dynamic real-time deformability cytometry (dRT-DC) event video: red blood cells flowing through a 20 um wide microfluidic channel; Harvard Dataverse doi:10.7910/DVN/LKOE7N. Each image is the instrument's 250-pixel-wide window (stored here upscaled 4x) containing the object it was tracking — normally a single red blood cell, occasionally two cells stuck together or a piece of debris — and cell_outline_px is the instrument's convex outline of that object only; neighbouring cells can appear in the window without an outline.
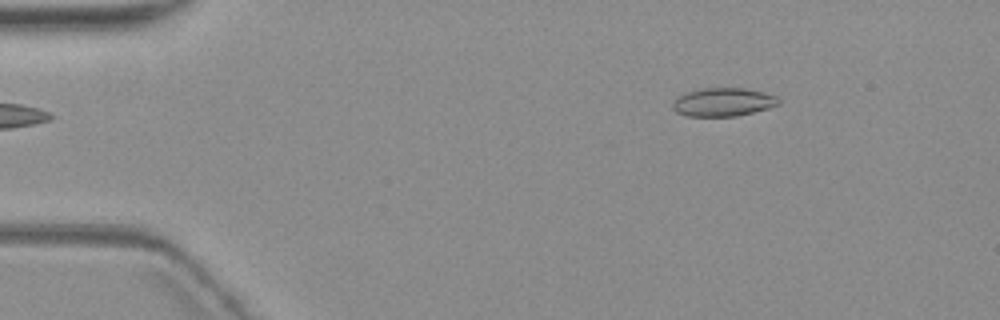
{"species": "common noctule bat (a hibernating species)", "species_latin": "Nyctalus noctula", "temperature_condition": "warm", "stored_images_in_passage": 8, "camera_frame_rate_fps": 3000, "um_per_image_px": 0.085, "animal": {"sex": "female", "body_mass_g": 19.3, "forearm_length_mm": 54.1}, "frame": {"image": 1, "passage_image": 1, "time_ms": 0.0, "image_size_px": [1000, 320], "cell_outline_px": [[780, 104], [768, 108], [736, 116], [688, 116], [676, 112], [672, 108], [672, 100], [684, 92], [700, 88], [744, 88], [764, 92], [776, 96], [780, 100]], "centroid_in_image_um": [61.43, 8.67], "position_along_channel_um": 23.6, "area_um2": 17.69}}
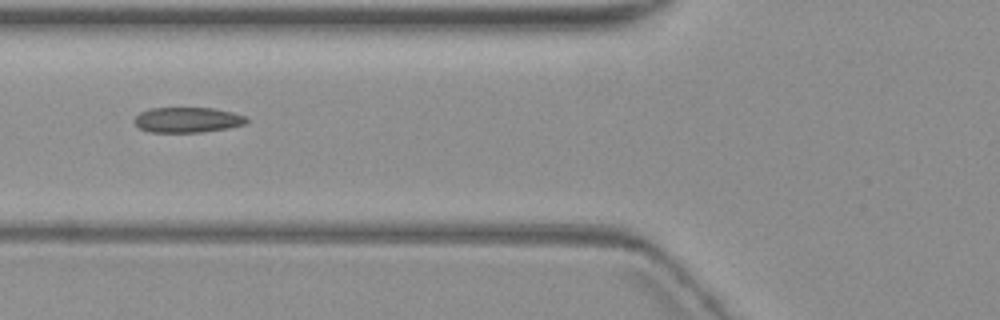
{"frame": {"image": 2, "passage_image": 5, "time_ms": 4.667, "image_size_px": [1000, 320], "cell_outline_px": [[248, 120], [244, 124], [228, 128], [204, 132], [148, 132], [140, 128], [136, 124], [136, 116], [140, 112], [152, 108], [212, 108], [232, 112], [248, 116]], "centroid_in_image_um": [15.97, 10.19], "position_along_channel_um": 109.8, "area_um2": 16.47}}
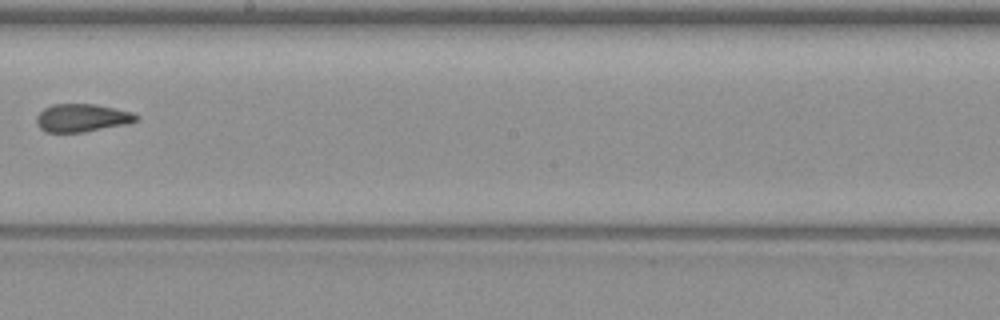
{"frame": {"image": 3, "passage_image": 8, "time_ms": 8.333, "image_size_px": [1000, 320], "cell_outline_px": [[140, 116], [136, 120], [128, 124], [84, 132], [44, 132], [36, 124], [36, 116], [44, 108], [52, 104], [96, 104], [132, 112]], "centroid_in_image_um": [6.96, 10.02], "position_along_channel_um": 241.2, "area_um2": 16.36}}